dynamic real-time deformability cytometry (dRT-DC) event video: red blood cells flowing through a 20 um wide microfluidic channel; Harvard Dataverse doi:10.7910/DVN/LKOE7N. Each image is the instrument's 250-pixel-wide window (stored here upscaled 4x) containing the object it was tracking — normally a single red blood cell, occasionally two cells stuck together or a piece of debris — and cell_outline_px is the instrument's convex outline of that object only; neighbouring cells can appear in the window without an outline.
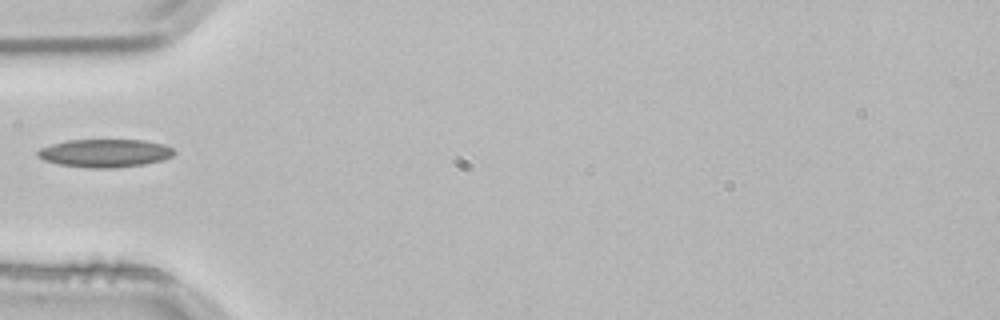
{"species": "common noctule bat (a hibernating species)", "species_latin": "Nyctalus noctula", "temperature_condition": "room temperature", "stored_images_in_passage": 1, "camera_frame_rate_fps": 3000, "um_per_image_px": 0.085, "animal": {"sex": "male", "body_mass_g": 21.5, "forearm_length_mm": 52.0}, "frame": {"image": 1, "passage_image": 1, "time_ms": 0.0, "image_size_px": [1000, 320], "cell_outline_px": [[176, 152], [172, 156], [164, 160], [144, 164], [116, 168], [88, 168], [60, 164], [44, 160], [36, 156], [36, 152], [40, 148], [52, 144], [68, 140], [144, 140], [164, 144], [172, 148]], "centroid_in_image_um": [8.93, 13.02], "position_along_channel_um": 76.1, "area_um2": 22.43}}